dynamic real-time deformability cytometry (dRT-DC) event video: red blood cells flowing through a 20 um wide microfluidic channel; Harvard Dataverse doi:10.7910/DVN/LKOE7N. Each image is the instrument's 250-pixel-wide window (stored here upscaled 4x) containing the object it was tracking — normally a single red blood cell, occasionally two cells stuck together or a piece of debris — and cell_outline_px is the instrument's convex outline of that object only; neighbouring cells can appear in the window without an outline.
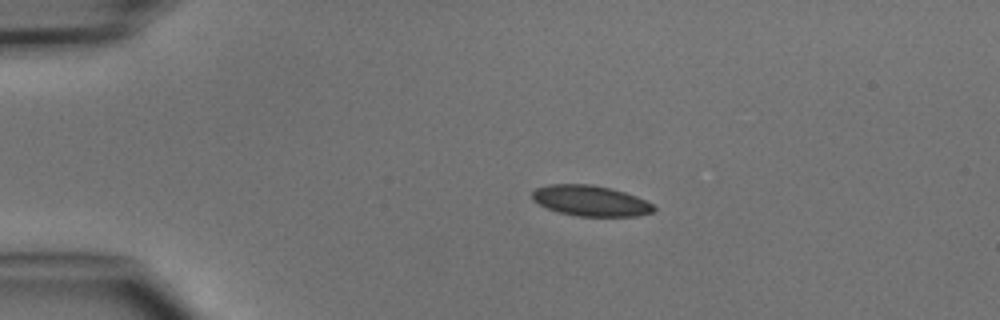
{"species": "common noctule bat (a hibernating species)", "species_latin": "Nyctalus noctula", "temperature_condition": "cold", "stored_images_in_passage": 3, "camera_frame_rate_fps": 3000, "um_per_image_px": 0.085, "animal": {"sex": "male", "body_mass_g": 15.6}, "frame": {"image": 1, "passage_image": 2, "time_ms": 2.333, "image_size_px": [1000, 320], "cell_outline_px": [[656, 208], [652, 212], [636, 216], [580, 216], [560, 212], [548, 208], [532, 200], [532, 192], [536, 188], [548, 184], [592, 184], [612, 188], [636, 196], [652, 204]], "centroid_in_image_um": [50.19, 17.05], "position_along_channel_um": 34.8, "area_um2": 21.56}}